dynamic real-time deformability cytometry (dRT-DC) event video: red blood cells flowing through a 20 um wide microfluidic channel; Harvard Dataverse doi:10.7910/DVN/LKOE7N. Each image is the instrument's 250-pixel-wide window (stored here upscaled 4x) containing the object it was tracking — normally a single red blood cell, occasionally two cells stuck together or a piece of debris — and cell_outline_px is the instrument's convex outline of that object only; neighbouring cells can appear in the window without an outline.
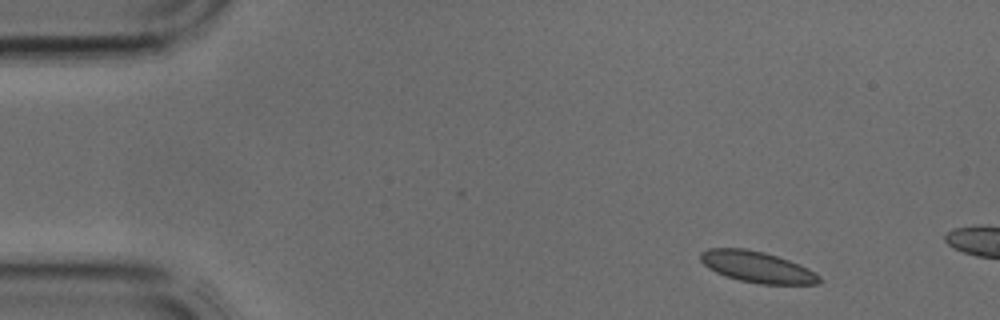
{"species": "common noctule bat (a hibernating species)", "species_latin": "Nyctalus noctula", "temperature_condition": "cold", "stored_images_in_passage": 3, "camera_frame_rate_fps": 3000, "um_per_image_px": 0.085, "animal": {"sex": "male", "body_mass_g": 17.9, "forearm_length_mm": 54.2}, "frame": {"image": 1, "passage_image": 1, "time_ms": 0.0, "image_size_px": [1000, 320], "cell_outline_px": [[820, 280], [816, 284], [760, 284], [740, 280], [724, 276], [708, 268], [700, 260], [700, 252], [708, 248], [744, 248], [764, 252], [788, 260], [808, 268], [820, 276]], "centroid_in_image_um": [64.31, 22.69], "position_along_channel_um": 20.7, "area_um2": 21.44}}